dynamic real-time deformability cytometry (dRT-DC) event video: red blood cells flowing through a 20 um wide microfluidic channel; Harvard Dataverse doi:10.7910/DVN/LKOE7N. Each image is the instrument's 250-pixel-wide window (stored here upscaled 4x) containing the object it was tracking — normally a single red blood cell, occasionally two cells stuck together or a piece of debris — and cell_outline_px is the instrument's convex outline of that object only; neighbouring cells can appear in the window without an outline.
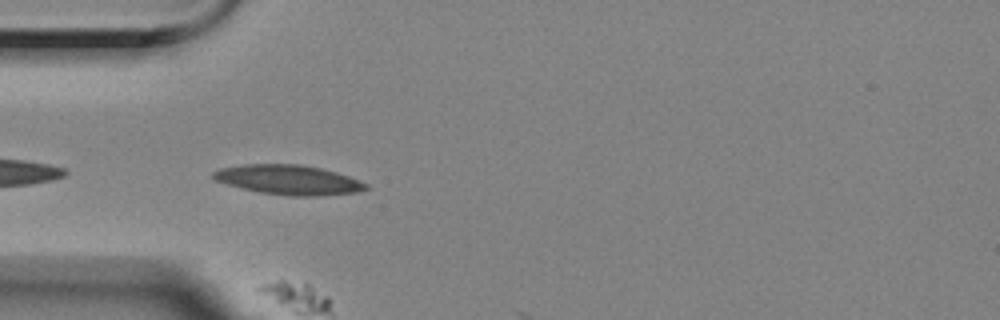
{"species": "Egyptian fruit bat (a non-hibernating species)", "species_latin": "Rousettus aegyptiacus", "temperature_condition": "room temperature", "stored_images_in_passage": 5, "camera_frame_rate_fps": 3000, "um_per_image_px": 0.085, "animal": {"sex": "female"}, "frame": {"image": 1, "passage_image": 2, "time_ms": 0.333, "image_size_px": [1000, 320], "cell_outline_px": [[368, 188], [356, 192], [316, 196], [288, 196], [260, 192], [228, 184], [216, 180], [212, 176], [212, 172], [220, 168], [244, 164], [300, 164], [320, 168], [336, 172], [348, 176], [368, 184]], "centroid_in_image_um": [24.53, 15.28], "position_along_channel_um": 60.5, "area_um2": 26.13}}